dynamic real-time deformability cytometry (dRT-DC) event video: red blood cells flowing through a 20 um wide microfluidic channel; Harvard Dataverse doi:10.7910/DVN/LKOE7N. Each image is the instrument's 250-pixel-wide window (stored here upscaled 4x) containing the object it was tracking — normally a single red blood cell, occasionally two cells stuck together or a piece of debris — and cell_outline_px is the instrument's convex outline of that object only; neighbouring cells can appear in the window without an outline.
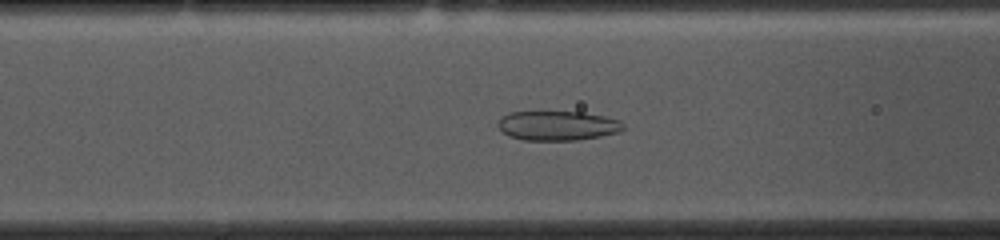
{"species": "common noctule bat (a hibernating species)", "species_latin": "Nyctalus noctula", "temperature_condition": "cold", "stored_images_in_passage": 47, "camera_frame_rate_fps": 3000, "um_per_image_px": 0.085, "animal": {"sex": "female", "body_mass_g": 10.0, "forearm_length_mm": 53.1}, "frame": {"image": 1, "passage_image": 13, "time_ms": 4.0, "image_size_px": [1000, 240], "cell_outline_px": [[624, 128], [620, 132], [600, 136], [576, 140], [524, 140], [508, 136], [496, 124], [508, 112], [584, 112], [604, 116], [620, 120], [624, 124]], "centroid_in_image_um": [47.42, 10.68], "position_along_channel_um": 119.2, "area_um2": 21.5}}
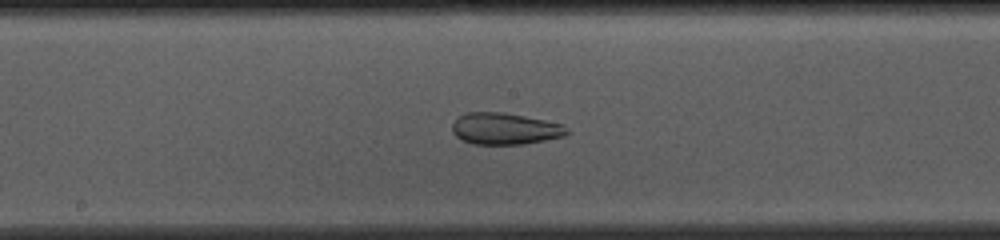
{"frame": {"image": 2, "passage_image": 20, "time_ms": 6.333, "image_size_px": [1000, 240], "cell_outline_px": [[572, 132], [564, 136], [524, 144], [472, 144], [460, 140], [452, 132], [452, 124], [460, 116], [468, 112], [500, 112], [524, 116], [564, 124]], "centroid_in_image_um": [42.94, 10.95], "position_along_channel_um": 205.3, "area_um2": 21.21}}
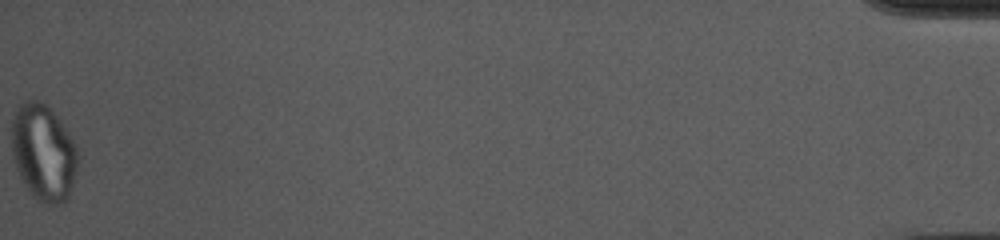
{"frame": {"image": 3, "passage_image": 47, "time_ms": 15.333, "image_size_px": [1000, 240], "cell_outline_px": [[80, 160], [68, 196], [64, 204], [48, 204], [32, 196], [20, 180], [12, 156], [12, 120], [20, 104], [24, 100], [36, 100], [48, 104], [68, 132], [76, 144], [80, 156]], "centroid_in_image_um": [3.7, 12.96], "position_along_channel_um": 431.5, "area_um2": 37.63}, "authors_computed_cell_mechanics": {"area_um2": 26.01, "velocity_mm_per_s": 3.683, "shape_relaxation_time_tau1_ms": null, "shape_relaxation_time_tau2_ms": 2.0186, "deformation_change_tau1": null, "deformation_change_tau2": 0.0835}}